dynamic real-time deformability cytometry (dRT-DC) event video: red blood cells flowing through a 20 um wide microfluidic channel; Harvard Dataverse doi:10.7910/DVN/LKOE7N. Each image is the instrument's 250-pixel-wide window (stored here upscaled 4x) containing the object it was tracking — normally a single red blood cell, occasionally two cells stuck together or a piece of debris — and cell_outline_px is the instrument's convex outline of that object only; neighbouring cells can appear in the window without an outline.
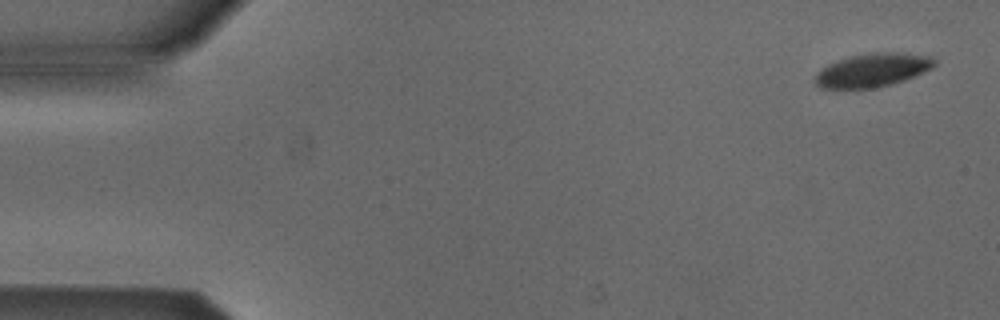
{"species": "Egyptian fruit bat (a non-hibernating species)", "species_latin": "Rousettus aegyptiacus", "temperature_condition": "cold", "stored_images_in_passage": 6, "camera_frame_rate_fps": 3000, "um_per_image_px": 0.085, "animal": {"sex": "male"}, "frame": {"image": 1, "passage_image": 1, "time_ms": 0.0, "image_size_px": [1000, 320], "cell_outline_px": [[936, 64], [932, 68], [904, 80], [892, 84], [872, 88], [820, 88], [812, 80], [816, 72], [820, 68], [828, 64], [852, 56], [868, 52], [908, 52], [932, 56], [936, 60]], "centroid_in_image_um": [74.17, 5.94], "position_along_channel_um": 10.8, "area_um2": 23.58}}
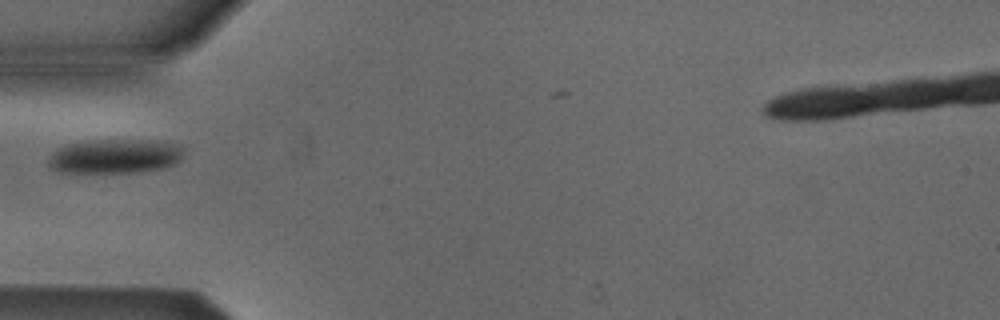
{"frame": {"image": 2, "passage_image": 5, "time_ms": 5.0, "image_size_px": [1000, 320], "cell_outline_px": [[184, 156], [176, 164], [164, 168], [140, 172], [56, 172], [48, 168], [48, 156], [52, 152], [64, 144], [96, 140], [144, 140], [184, 144]], "centroid_in_image_um": [9.79, 13.28], "position_along_channel_um": 75.2, "area_um2": 27.63}}
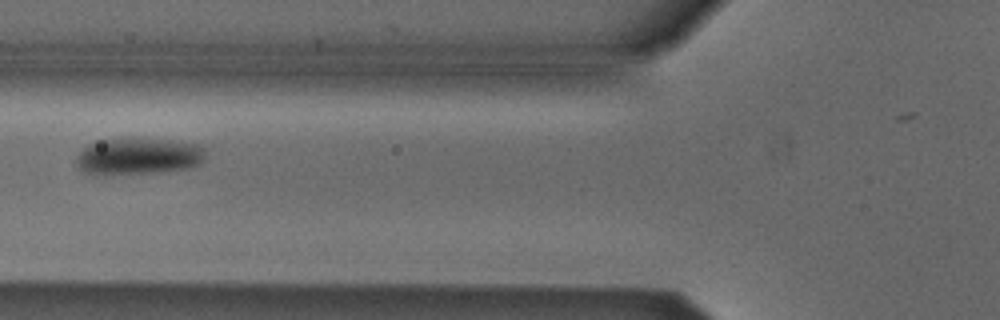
{"frame": {"image": 3, "passage_image": 6, "time_ms": 6.0, "image_size_px": [1000, 320], "cell_outline_px": [[208, 156], [200, 164], [188, 168], [156, 172], [96, 176], [84, 172], [76, 164], [76, 156], [88, 144], [96, 140], [120, 136], [132, 136], [168, 140], [200, 144], [204, 148]], "centroid_in_image_um": [11.73, 13.25], "position_along_channel_um": 114.1, "area_um2": 28.9}}